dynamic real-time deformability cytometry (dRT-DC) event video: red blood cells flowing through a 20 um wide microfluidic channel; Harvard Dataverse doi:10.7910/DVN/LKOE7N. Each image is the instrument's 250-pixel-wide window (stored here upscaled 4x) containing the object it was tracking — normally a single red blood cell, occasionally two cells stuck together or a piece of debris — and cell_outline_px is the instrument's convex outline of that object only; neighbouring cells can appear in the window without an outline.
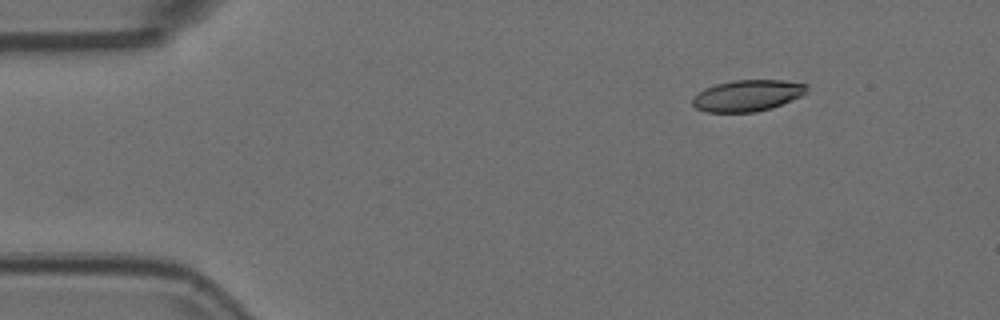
{"species": "Egyptian fruit bat (a non-hibernating species)", "species_latin": "Rousettus aegyptiacus", "temperature_condition": "room temperature", "stored_images_in_passage": 40, "camera_frame_rate_fps": 3000, "um_per_image_px": 0.085, "animal": {"sex": "female"}, "frame": {"image": 1, "passage_image": 1, "time_ms": 0.0, "image_size_px": [1000, 320], "cell_outline_px": [[808, 88], [800, 96], [772, 108], [756, 112], [704, 112], [696, 108], [692, 104], [692, 96], [704, 88], [716, 84], [732, 80], [784, 80], [808, 84]], "centroid_in_image_um": [63.49, 8.12], "position_along_channel_um": 21.5, "area_um2": 20.98}}
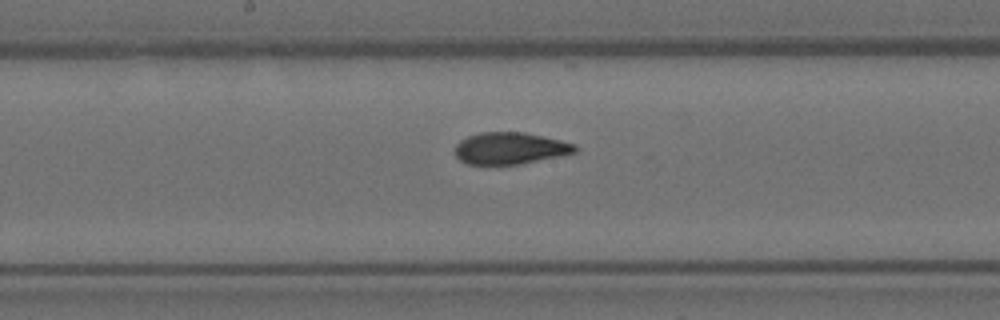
{"frame": {"image": 2, "passage_image": 23, "time_ms": 7.333, "image_size_px": [1000, 320], "cell_outline_px": [[576, 152], [560, 156], [520, 164], [468, 164], [460, 160], [456, 156], [456, 144], [460, 140], [468, 136], [480, 132], [524, 132], [560, 140], [576, 144]], "centroid_in_image_um": [43.36, 12.6], "position_along_channel_um": 204.8, "area_um2": 22.14}}
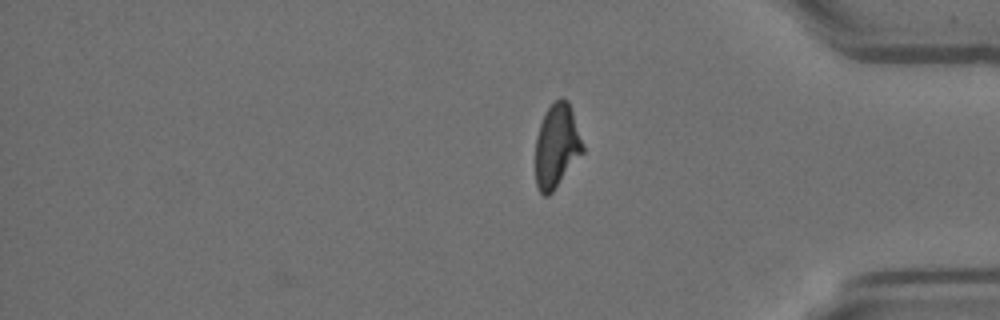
{"frame": {"image": 3, "passage_image": 40, "time_ms": 13.0, "image_size_px": [1000, 320], "cell_outline_px": [[584, 152], [552, 192], [548, 196], [544, 196], [540, 192], [536, 184], [536, 136], [540, 124], [548, 108], [560, 96], [568, 100], [584, 148]], "centroid_in_image_um": [47.31, 12.41], "position_along_channel_um": 387.9, "area_um2": 22.77}, "authors_computed_cell_mechanics": {"area_um2": 22.7732, "velocity_mm_per_s": 3.5931, "shape_relaxation_time_tau1_ms": 7.3299, "shape_relaxation_time_tau2_ms": 1.7823, "deformation_change_tau1": 0.2218, "deformation_change_tau2": 0.0885}}